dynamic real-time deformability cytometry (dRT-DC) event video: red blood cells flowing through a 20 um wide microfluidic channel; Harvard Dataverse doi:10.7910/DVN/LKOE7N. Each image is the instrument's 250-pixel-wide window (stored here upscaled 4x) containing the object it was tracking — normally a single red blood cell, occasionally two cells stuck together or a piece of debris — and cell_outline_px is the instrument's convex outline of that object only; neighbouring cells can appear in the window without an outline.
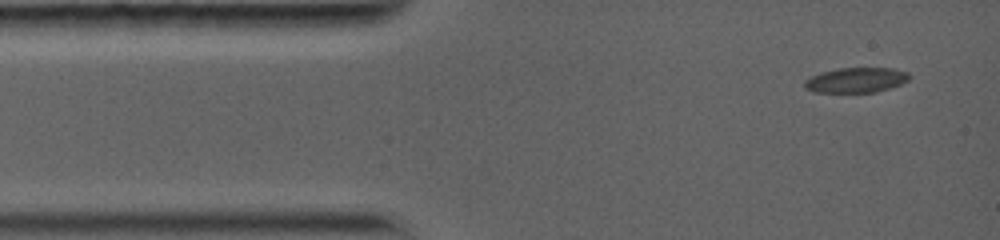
{"species": "common noctule bat (a hibernating species)", "species_latin": "Nyctalus noctula", "temperature_condition": "warm", "stored_images_in_passage": 5, "camera_frame_rate_fps": 5000, "um_per_image_px": 0.085, "animal": {"sex": "female", "body_mass_g": 19.0, "forearm_length_mm": 56.7}, "frame": {"image": 1, "passage_image": 1, "time_ms": 0.0, "image_size_px": [1000, 240], "cell_outline_px": [[912, 76], [908, 80], [900, 84], [876, 92], [816, 92], [804, 88], [804, 80], [820, 72], [840, 68], [892, 68], [908, 72]], "centroid_in_image_um": [72.77, 6.8], "position_along_channel_um": 12.2, "area_um2": 15.26}}
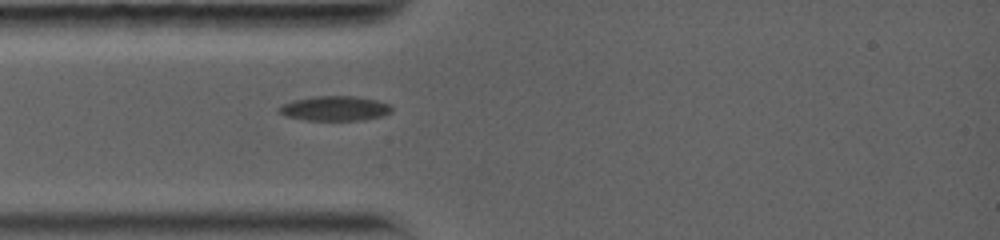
{"frame": {"image": 2, "passage_image": 4, "time_ms": 2.6, "image_size_px": [1000, 240], "cell_outline_px": [[392, 112], [380, 116], [364, 120], [308, 120], [284, 116], [276, 112], [276, 108], [292, 100], [312, 96], [356, 96], [376, 100], [388, 104], [392, 108]], "centroid_in_image_um": [28.4, 9.21], "position_along_channel_um": 56.6, "area_um2": 16.36}}
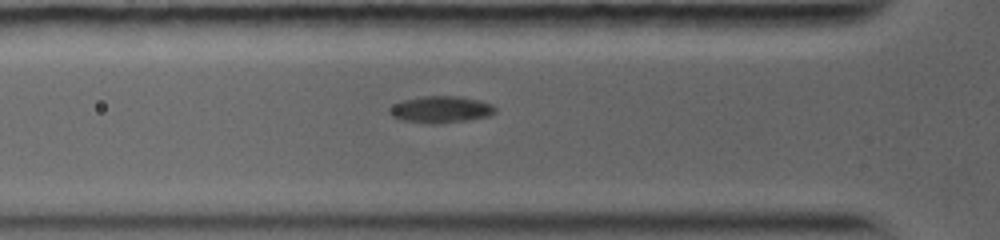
{"frame": {"image": 3, "passage_image": 5, "time_ms": 3.4, "image_size_px": [1000, 240], "cell_outline_px": [[496, 112], [488, 116], [468, 120], [432, 124], [428, 124], [404, 120], [392, 116], [388, 112], [388, 108], [392, 104], [404, 100], [424, 96], [460, 96], [480, 100], [492, 104], [496, 108]], "centroid_in_image_um": [37.47, 9.3], "position_along_channel_um": 88.3, "area_um2": 16.53}}